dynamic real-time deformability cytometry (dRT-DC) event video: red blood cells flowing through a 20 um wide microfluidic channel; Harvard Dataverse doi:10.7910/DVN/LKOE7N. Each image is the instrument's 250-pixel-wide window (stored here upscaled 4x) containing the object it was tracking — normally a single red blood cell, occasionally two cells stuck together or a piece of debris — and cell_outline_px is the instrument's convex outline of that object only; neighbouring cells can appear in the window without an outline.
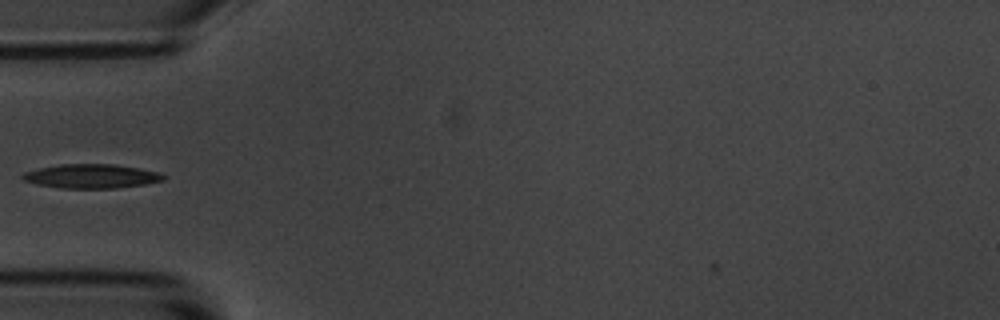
{"species": "common noctule bat (a hibernating species)", "species_latin": "Nyctalus noctula", "temperature_condition": "room temperature", "stored_images_in_passage": 39, "camera_frame_rate_fps": 3000, "um_per_image_px": 0.085, "animal": {"sex": "male", "body_mass_g": 20.1, "forearm_length_mm": 53.5}, "frame": {"image": 1, "passage_image": 1, "time_ms": 0.0, "image_size_px": [1000, 320], "cell_outline_px": [[164, 180], [144, 184], [116, 188], [60, 188], [36, 184], [24, 180], [20, 176], [24, 172], [40, 168], [60, 164], [112, 164], [140, 168], [156, 172], [164, 176]], "centroid_in_image_um": [7.73, 14.97], "position_along_channel_um": 77.3, "area_um2": 19.59}}
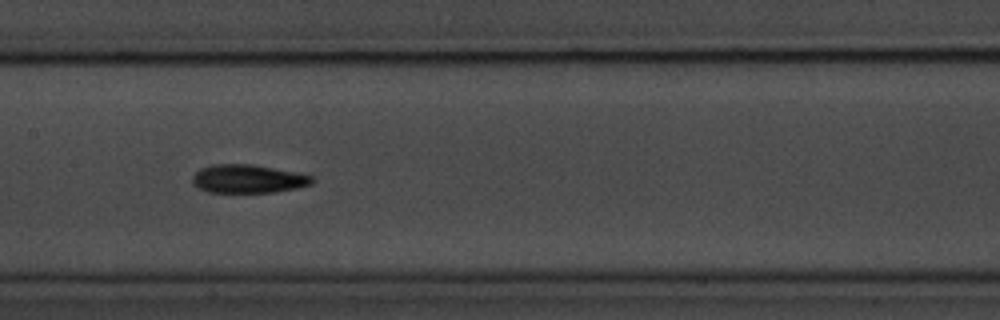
{"frame": {"image": 2, "passage_image": 10, "time_ms": 3.0, "image_size_px": [1000, 320], "cell_outline_px": [[316, 180], [312, 184], [296, 188], [276, 192], [208, 192], [192, 184], [192, 176], [200, 168], [208, 164], [252, 164], [312, 176]], "centroid_in_image_um": [21.04, 15.2], "position_along_channel_um": 186.4, "area_um2": 19.77}}
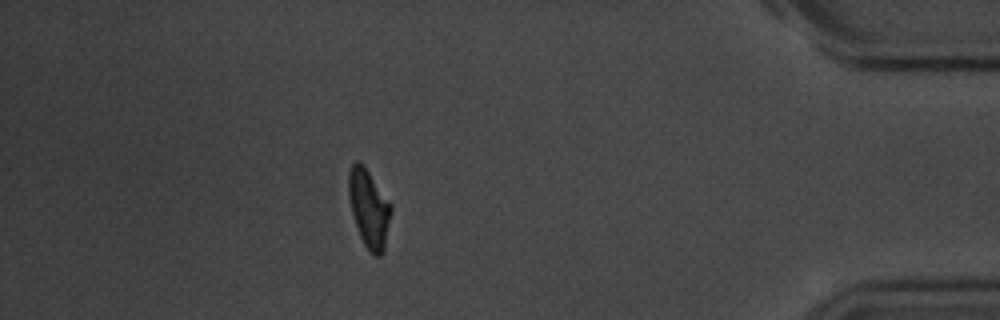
{"frame": {"image": 3, "passage_image": 32, "time_ms": 10.333, "image_size_px": [1000, 320], "cell_outline_px": [[392, 212], [384, 252], [380, 256], [372, 256], [364, 244], [360, 236], [352, 212], [348, 192], [348, 172], [352, 164], [356, 160], [368, 172], [392, 204]], "centroid_in_image_um": [31.38, 17.77], "position_along_channel_um": 403.8, "area_um2": 19.19}}